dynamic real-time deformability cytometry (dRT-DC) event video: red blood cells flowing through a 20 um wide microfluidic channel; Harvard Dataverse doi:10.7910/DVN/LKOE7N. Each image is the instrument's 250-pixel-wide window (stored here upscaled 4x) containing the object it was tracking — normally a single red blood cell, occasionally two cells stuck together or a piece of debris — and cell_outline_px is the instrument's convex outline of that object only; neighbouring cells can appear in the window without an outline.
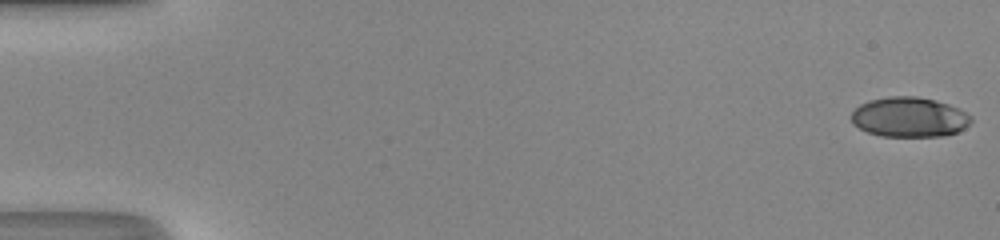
{"species": "human", "species_latin": "Homo sapiens", "temperature_condition": "room temperature", "stored_images_in_passage": 49, "camera_frame_rate_fps": 3000, "um_per_image_px": 0.085, "donor": {"sex": "male"}, "frame": {"image": 1, "passage_image": 1, "time_ms": 0.0, "image_size_px": [1000, 240], "cell_outline_px": [[972, 120], [964, 128], [956, 132], [944, 136], [880, 136], [868, 132], [852, 124], [852, 112], [860, 104], [868, 100], [888, 96], [916, 96], [936, 100], [960, 108], [972, 116]], "centroid_in_image_um": [77.3, 9.94], "position_along_channel_um": 7.7, "area_um2": 27.98}}
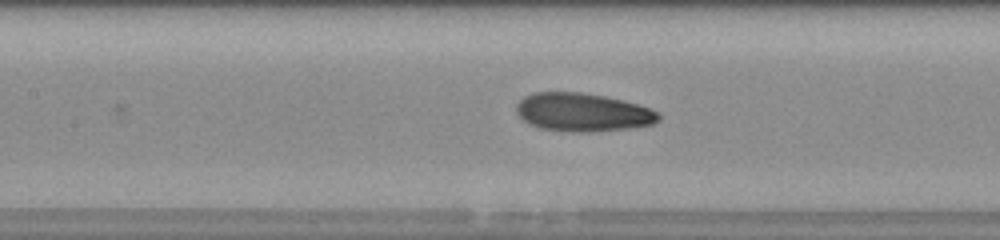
{"frame": {"image": 2, "passage_image": 24, "time_ms": 7.667, "image_size_px": [1000, 240], "cell_outline_px": [[660, 120], [652, 124], [628, 128], [592, 132], [572, 132], [540, 128], [528, 124], [516, 112], [516, 104], [524, 96], [532, 92], [580, 92], [604, 96], [624, 100], [660, 112]], "centroid_in_image_um": [49.51, 9.54], "position_along_channel_um": 157.9, "area_um2": 31.85}}
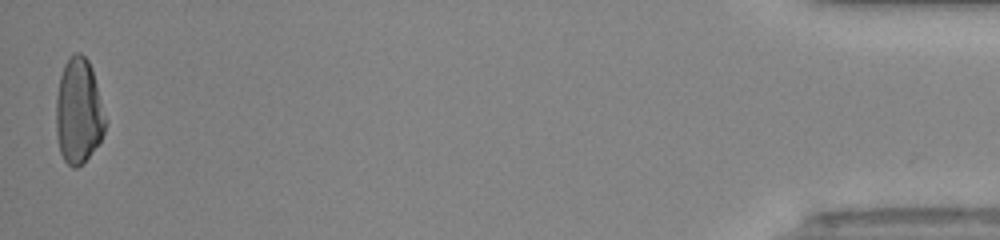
{"frame": {"image": 3, "passage_image": 49, "time_ms": 16.0, "image_size_px": [1000, 240], "cell_outline_px": [[104, 132], [100, 144], [84, 164], [76, 168], [72, 168], [64, 160], [60, 152], [56, 132], [56, 96], [60, 76], [64, 64], [76, 52], [80, 52], [88, 60], [92, 68], [104, 116]], "centroid_in_image_um": [6.66, 9.52], "position_along_channel_um": 428.5, "area_um2": 30.23}, "authors_computed_cell_mechanics": {"area_um2": 30.1138, "velocity_mm_per_s": 4.3564, "shape_relaxation_time_tau1_ms": 5.8707, "shape_relaxation_time_tau2_ms": 1.5911, "deformation_change_tau1": 0.2145, "deformation_change_tau2": 0.0895}}